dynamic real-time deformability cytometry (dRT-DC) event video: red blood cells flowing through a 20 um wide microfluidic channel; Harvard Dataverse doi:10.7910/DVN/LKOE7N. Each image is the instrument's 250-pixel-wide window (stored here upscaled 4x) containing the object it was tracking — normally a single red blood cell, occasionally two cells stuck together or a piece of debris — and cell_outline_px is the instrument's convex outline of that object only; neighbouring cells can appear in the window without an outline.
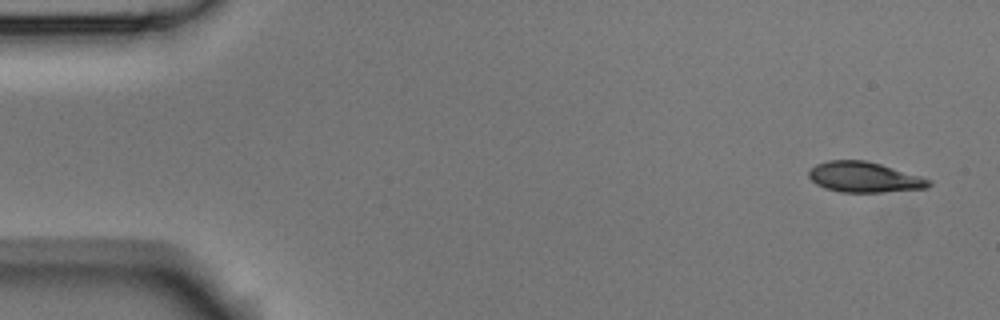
{"species": "Egyptian fruit bat (a non-hibernating species)", "species_latin": "Rousettus aegyptiacus", "temperature_condition": "room temperature", "stored_images_in_passage": 4, "camera_frame_rate_fps": 3000, "um_per_image_px": 0.085, "animal": {"sex": "male"}, "frame": {"image": 1, "passage_image": 1, "time_ms": 0.0, "image_size_px": [1000, 320], "cell_outline_px": [[932, 184], [928, 188], [884, 192], [840, 192], [824, 188], [816, 184], [808, 176], [808, 172], [816, 164], [828, 160], [864, 160], [880, 164], [920, 176], [932, 180]], "centroid_in_image_um": [73.46, 15.06], "position_along_channel_um": 11.5, "area_um2": 21.27}}
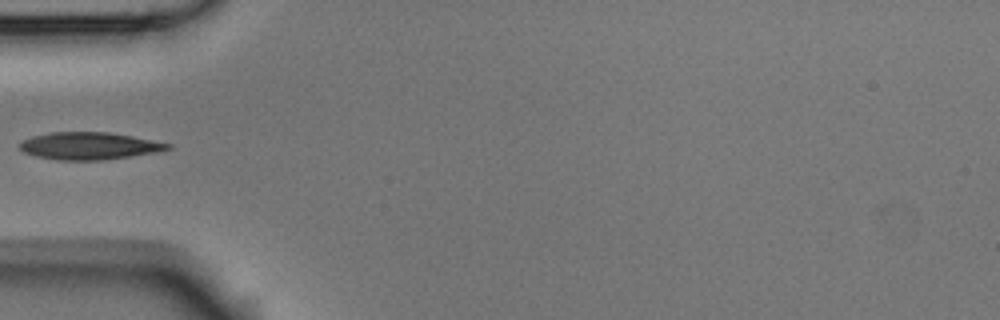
{"frame": {"image": 2, "passage_image": 4, "time_ms": 1.0, "image_size_px": [1000, 320], "cell_outline_px": [[172, 148], [164, 152], [100, 160], [56, 160], [36, 156], [24, 152], [20, 148], [20, 144], [24, 140], [32, 136], [52, 132], [108, 132], [132, 136], [172, 144]], "centroid_in_image_um": [7.65, 12.41], "position_along_channel_um": 77.3, "area_um2": 23.64}}